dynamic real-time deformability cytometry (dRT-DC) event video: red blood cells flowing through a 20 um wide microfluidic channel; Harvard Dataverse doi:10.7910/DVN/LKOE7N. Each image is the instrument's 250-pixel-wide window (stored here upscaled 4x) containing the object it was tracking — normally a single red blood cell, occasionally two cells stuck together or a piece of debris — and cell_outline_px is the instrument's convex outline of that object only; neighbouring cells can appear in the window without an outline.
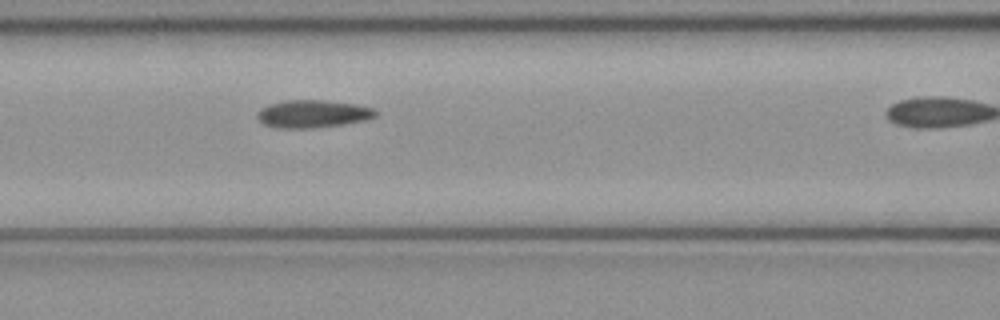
{"species": "common noctule bat (a hibernating species)", "species_latin": "Nyctalus noctula", "temperature_condition": "cold", "stored_images_in_passage": 25, "camera_frame_rate_fps": 3000, "um_per_image_px": 0.085, "animal": {"sex": "female", "body_mass_g": 21.9}, "frame": {"image": 1, "passage_image": 15, "time_ms": 4.667, "image_size_px": [1000, 320], "cell_outline_px": [[376, 116], [364, 120], [344, 124], [312, 128], [276, 128], [264, 124], [256, 116], [256, 112], [260, 108], [268, 104], [288, 100], [328, 100], [356, 104], [372, 108], [376, 112]], "centroid_in_image_um": [26.55, 9.67], "position_along_channel_um": 140.1, "area_um2": 19.13}}